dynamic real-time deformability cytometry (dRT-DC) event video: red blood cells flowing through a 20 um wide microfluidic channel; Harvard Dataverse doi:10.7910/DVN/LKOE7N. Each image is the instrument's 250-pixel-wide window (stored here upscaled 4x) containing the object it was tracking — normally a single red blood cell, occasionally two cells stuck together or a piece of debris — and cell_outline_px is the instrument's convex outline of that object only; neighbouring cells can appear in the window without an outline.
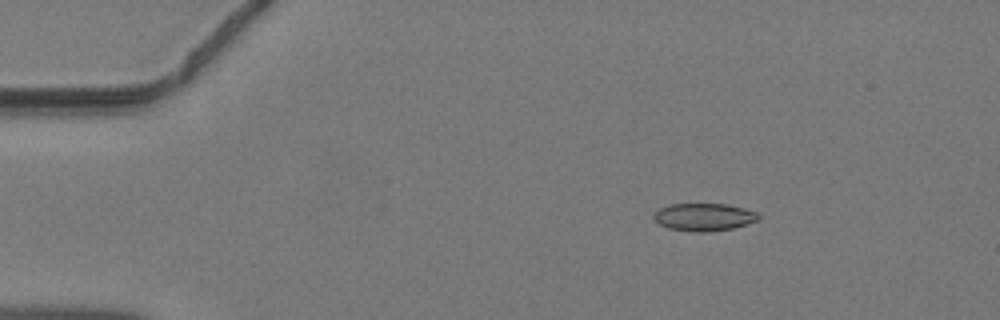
{"species": "common noctule bat (a hibernating species)", "species_latin": "Nyctalus noctula", "temperature_condition": "warm", "stored_images_in_passage": 46, "camera_frame_rate_fps": 3000, "um_per_image_px": 0.085, "animal": {"sex": "male", "body_mass_g": 19.2, "forearm_length_mm": 51.8}, "frame": {"image": 1, "passage_image": 8, "time_ms": 2.333, "image_size_px": [1000, 320], "cell_outline_px": [[760, 220], [748, 224], [732, 228], [704, 232], [696, 232], [668, 228], [660, 224], [652, 216], [660, 208], [668, 204], [724, 204], [744, 208], [756, 212], [760, 216]], "centroid_in_image_um": [59.86, 18.44], "position_along_channel_um": 25.1, "area_um2": 16.76}}
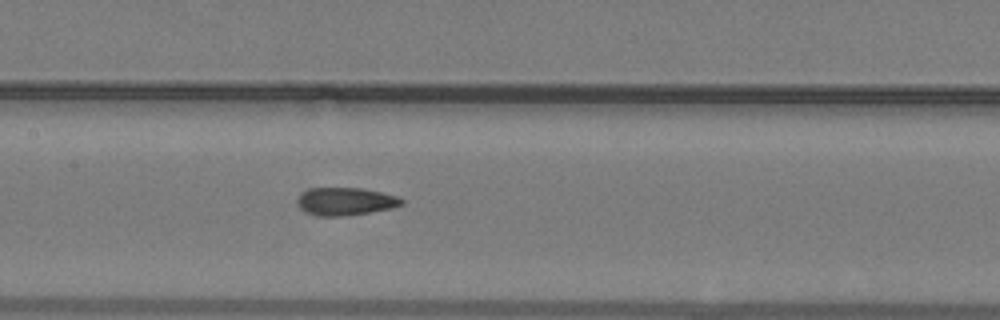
{"frame": {"image": 2, "passage_image": 23, "time_ms": 7.333, "image_size_px": [1000, 320], "cell_outline_px": [[404, 204], [392, 208], [344, 216], [320, 216], [308, 212], [300, 208], [296, 200], [308, 188], [360, 188], [380, 192], [396, 196], [404, 200]], "centroid_in_image_um": [29.37, 17.12], "position_along_channel_um": 178.0, "area_um2": 16.65}}
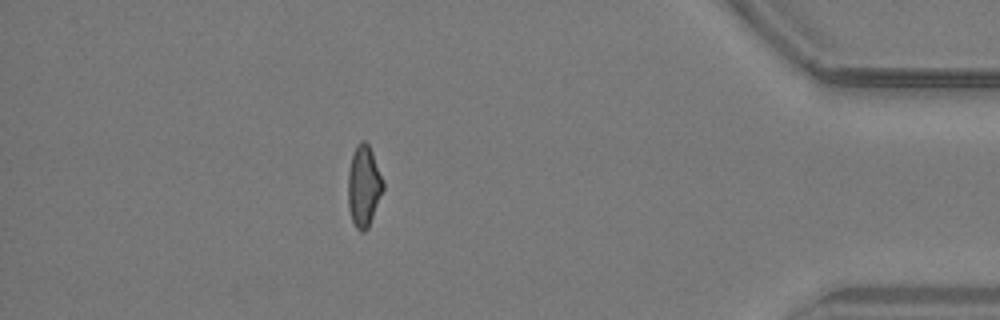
{"frame": {"image": 3, "passage_image": 41, "time_ms": 13.333, "image_size_px": [1000, 320], "cell_outline_px": [[384, 188], [368, 228], [364, 232], [360, 232], [356, 228], [352, 220], [348, 208], [348, 172], [352, 156], [356, 144], [360, 140], [364, 140], [368, 144], [372, 152], [384, 184]], "centroid_in_image_um": [30.91, 15.83], "position_along_channel_um": 404.3, "area_um2": 16.53}}